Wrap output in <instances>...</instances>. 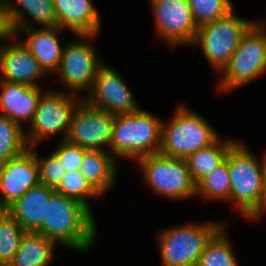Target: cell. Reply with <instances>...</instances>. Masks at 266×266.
Segmentation results:
<instances>
[{
    "mask_svg": "<svg viewBox=\"0 0 266 266\" xmlns=\"http://www.w3.org/2000/svg\"><path fill=\"white\" fill-rule=\"evenodd\" d=\"M94 220L88 207L55 191L47 203L46 219L36 233L82 253L96 241L98 230Z\"/></svg>",
    "mask_w": 266,
    "mask_h": 266,
    "instance_id": "obj_1",
    "label": "cell"
},
{
    "mask_svg": "<svg viewBox=\"0 0 266 266\" xmlns=\"http://www.w3.org/2000/svg\"><path fill=\"white\" fill-rule=\"evenodd\" d=\"M258 161L248 147L237 141L228 153L231 183L230 202L242 216L256 220L263 211L264 168L266 151Z\"/></svg>",
    "mask_w": 266,
    "mask_h": 266,
    "instance_id": "obj_2",
    "label": "cell"
},
{
    "mask_svg": "<svg viewBox=\"0 0 266 266\" xmlns=\"http://www.w3.org/2000/svg\"><path fill=\"white\" fill-rule=\"evenodd\" d=\"M162 124V120L143 109L114 116L111 140L113 157L138 160L142 156L159 153Z\"/></svg>",
    "mask_w": 266,
    "mask_h": 266,
    "instance_id": "obj_3",
    "label": "cell"
},
{
    "mask_svg": "<svg viewBox=\"0 0 266 266\" xmlns=\"http://www.w3.org/2000/svg\"><path fill=\"white\" fill-rule=\"evenodd\" d=\"M220 136L200 114L179 105L174 117L162 124V155L186 159L190 154L215 143Z\"/></svg>",
    "mask_w": 266,
    "mask_h": 266,
    "instance_id": "obj_4",
    "label": "cell"
},
{
    "mask_svg": "<svg viewBox=\"0 0 266 266\" xmlns=\"http://www.w3.org/2000/svg\"><path fill=\"white\" fill-rule=\"evenodd\" d=\"M223 225L224 221L195 223L161 231L158 246L163 266H197L208 241Z\"/></svg>",
    "mask_w": 266,
    "mask_h": 266,
    "instance_id": "obj_5",
    "label": "cell"
},
{
    "mask_svg": "<svg viewBox=\"0 0 266 266\" xmlns=\"http://www.w3.org/2000/svg\"><path fill=\"white\" fill-rule=\"evenodd\" d=\"M253 24V21L236 16L232 10L223 18L198 27L192 45L199 44L214 71L221 73L239 46L242 36Z\"/></svg>",
    "mask_w": 266,
    "mask_h": 266,
    "instance_id": "obj_6",
    "label": "cell"
},
{
    "mask_svg": "<svg viewBox=\"0 0 266 266\" xmlns=\"http://www.w3.org/2000/svg\"><path fill=\"white\" fill-rule=\"evenodd\" d=\"M137 162L143 170L145 182L156 194L172 200L196 196V183L185 159L156 153L142 156Z\"/></svg>",
    "mask_w": 266,
    "mask_h": 266,
    "instance_id": "obj_7",
    "label": "cell"
},
{
    "mask_svg": "<svg viewBox=\"0 0 266 266\" xmlns=\"http://www.w3.org/2000/svg\"><path fill=\"white\" fill-rule=\"evenodd\" d=\"M64 92L47 90L41 94L28 135L25 132L28 147L37 146L38 141L59 133L64 136L62 140L67 139L72 115L83 98Z\"/></svg>",
    "mask_w": 266,
    "mask_h": 266,
    "instance_id": "obj_8",
    "label": "cell"
},
{
    "mask_svg": "<svg viewBox=\"0 0 266 266\" xmlns=\"http://www.w3.org/2000/svg\"><path fill=\"white\" fill-rule=\"evenodd\" d=\"M266 71V33L253 24L220 73L219 91L235 90Z\"/></svg>",
    "mask_w": 266,
    "mask_h": 266,
    "instance_id": "obj_9",
    "label": "cell"
},
{
    "mask_svg": "<svg viewBox=\"0 0 266 266\" xmlns=\"http://www.w3.org/2000/svg\"><path fill=\"white\" fill-rule=\"evenodd\" d=\"M77 36L83 40L70 41L63 47L57 74L61 77L62 85L71 93L78 94L82 90H88V93L93 87L98 69L104 63L98 58L96 48L90 42L97 35Z\"/></svg>",
    "mask_w": 266,
    "mask_h": 266,
    "instance_id": "obj_10",
    "label": "cell"
},
{
    "mask_svg": "<svg viewBox=\"0 0 266 266\" xmlns=\"http://www.w3.org/2000/svg\"><path fill=\"white\" fill-rule=\"evenodd\" d=\"M114 115L90 105L82 99L71 119L67 140L85 150H102L109 146L111 152Z\"/></svg>",
    "mask_w": 266,
    "mask_h": 266,
    "instance_id": "obj_11",
    "label": "cell"
},
{
    "mask_svg": "<svg viewBox=\"0 0 266 266\" xmlns=\"http://www.w3.org/2000/svg\"><path fill=\"white\" fill-rule=\"evenodd\" d=\"M158 35L173 47L192 45L197 33L188 0H150Z\"/></svg>",
    "mask_w": 266,
    "mask_h": 266,
    "instance_id": "obj_12",
    "label": "cell"
},
{
    "mask_svg": "<svg viewBox=\"0 0 266 266\" xmlns=\"http://www.w3.org/2000/svg\"><path fill=\"white\" fill-rule=\"evenodd\" d=\"M87 94L83 99L90 105L114 116L131 114L140 109L125 80L106 64L98 69L93 87Z\"/></svg>",
    "mask_w": 266,
    "mask_h": 266,
    "instance_id": "obj_13",
    "label": "cell"
},
{
    "mask_svg": "<svg viewBox=\"0 0 266 266\" xmlns=\"http://www.w3.org/2000/svg\"><path fill=\"white\" fill-rule=\"evenodd\" d=\"M36 146L0 164V208L6 210L30 188L40 183Z\"/></svg>",
    "mask_w": 266,
    "mask_h": 266,
    "instance_id": "obj_14",
    "label": "cell"
},
{
    "mask_svg": "<svg viewBox=\"0 0 266 266\" xmlns=\"http://www.w3.org/2000/svg\"><path fill=\"white\" fill-rule=\"evenodd\" d=\"M13 37V34L8 33L2 40L5 43L0 45L1 81L41 87L37 80L46 76L47 73L23 42L14 41L15 43L8 44V39Z\"/></svg>",
    "mask_w": 266,
    "mask_h": 266,
    "instance_id": "obj_15",
    "label": "cell"
},
{
    "mask_svg": "<svg viewBox=\"0 0 266 266\" xmlns=\"http://www.w3.org/2000/svg\"><path fill=\"white\" fill-rule=\"evenodd\" d=\"M0 0L2 6L3 17L7 31L14 36L18 35V30L33 28L27 19H25L23 12H26L35 22L41 24L43 27L57 26V16L54 9L53 0ZM23 9L19 10L18 7ZM25 10V11H24Z\"/></svg>",
    "mask_w": 266,
    "mask_h": 266,
    "instance_id": "obj_16",
    "label": "cell"
},
{
    "mask_svg": "<svg viewBox=\"0 0 266 266\" xmlns=\"http://www.w3.org/2000/svg\"><path fill=\"white\" fill-rule=\"evenodd\" d=\"M0 115L23 127L22 122H32L43 91L23 83L1 81ZM24 120V121H23Z\"/></svg>",
    "mask_w": 266,
    "mask_h": 266,
    "instance_id": "obj_17",
    "label": "cell"
},
{
    "mask_svg": "<svg viewBox=\"0 0 266 266\" xmlns=\"http://www.w3.org/2000/svg\"><path fill=\"white\" fill-rule=\"evenodd\" d=\"M54 192V188L39 183L30 188L5 211L26 232H36L46 219L47 203L50 202Z\"/></svg>",
    "mask_w": 266,
    "mask_h": 266,
    "instance_id": "obj_18",
    "label": "cell"
},
{
    "mask_svg": "<svg viewBox=\"0 0 266 266\" xmlns=\"http://www.w3.org/2000/svg\"><path fill=\"white\" fill-rule=\"evenodd\" d=\"M57 27L75 35L98 34L100 17L91 0H53Z\"/></svg>",
    "mask_w": 266,
    "mask_h": 266,
    "instance_id": "obj_19",
    "label": "cell"
},
{
    "mask_svg": "<svg viewBox=\"0 0 266 266\" xmlns=\"http://www.w3.org/2000/svg\"><path fill=\"white\" fill-rule=\"evenodd\" d=\"M19 32L28 35L23 44L33 54L34 58L40 63L44 71L48 75L52 72L56 73L61 63L62 50L64 47L60 43L59 36L65 31L54 26L43 27L41 29L33 27L18 30V33Z\"/></svg>",
    "mask_w": 266,
    "mask_h": 266,
    "instance_id": "obj_20",
    "label": "cell"
},
{
    "mask_svg": "<svg viewBox=\"0 0 266 266\" xmlns=\"http://www.w3.org/2000/svg\"><path fill=\"white\" fill-rule=\"evenodd\" d=\"M116 159L108 151L88 150L83 157L79 172L101 195L107 193L116 181Z\"/></svg>",
    "mask_w": 266,
    "mask_h": 266,
    "instance_id": "obj_21",
    "label": "cell"
},
{
    "mask_svg": "<svg viewBox=\"0 0 266 266\" xmlns=\"http://www.w3.org/2000/svg\"><path fill=\"white\" fill-rule=\"evenodd\" d=\"M56 244L36 232H25L8 266H48Z\"/></svg>",
    "mask_w": 266,
    "mask_h": 266,
    "instance_id": "obj_22",
    "label": "cell"
},
{
    "mask_svg": "<svg viewBox=\"0 0 266 266\" xmlns=\"http://www.w3.org/2000/svg\"><path fill=\"white\" fill-rule=\"evenodd\" d=\"M234 139H218L212 145L190 154L186 159L193 181L197 184L202 178L210 174L221 165L236 143Z\"/></svg>",
    "mask_w": 266,
    "mask_h": 266,
    "instance_id": "obj_23",
    "label": "cell"
},
{
    "mask_svg": "<svg viewBox=\"0 0 266 266\" xmlns=\"http://www.w3.org/2000/svg\"><path fill=\"white\" fill-rule=\"evenodd\" d=\"M28 147L25 131L18 123L0 115V164L22 154Z\"/></svg>",
    "mask_w": 266,
    "mask_h": 266,
    "instance_id": "obj_24",
    "label": "cell"
},
{
    "mask_svg": "<svg viewBox=\"0 0 266 266\" xmlns=\"http://www.w3.org/2000/svg\"><path fill=\"white\" fill-rule=\"evenodd\" d=\"M223 225L208 241L197 266H238Z\"/></svg>",
    "mask_w": 266,
    "mask_h": 266,
    "instance_id": "obj_25",
    "label": "cell"
},
{
    "mask_svg": "<svg viewBox=\"0 0 266 266\" xmlns=\"http://www.w3.org/2000/svg\"><path fill=\"white\" fill-rule=\"evenodd\" d=\"M231 183L228 170V155L226 160L206 175L196 184V196L205 199L229 200L230 201Z\"/></svg>",
    "mask_w": 266,
    "mask_h": 266,
    "instance_id": "obj_26",
    "label": "cell"
},
{
    "mask_svg": "<svg viewBox=\"0 0 266 266\" xmlns=\"http://www.w3.org/2000/svg\"><path fill=\"white\" fill-rule=\"evenodd\" d=\"M25 232L7 211L0 212V266L12 261Z\"/></svg>",
    "mask_w": 266,
    "mask_h": 266,
    "instance_id": "obj_27",
    "label": "cell"
},
{
    "mask_svg": "<svg viewBox=\"0 0 266 266\" xmlns=\"http://www.w3.org/2000/svg\"><path fill=\"white\" fill-rule=\"evenodd\" d=\"M57 193L73 198L91 209L89 199L102 196L88 183L85 177L77 171L66 172L60 184L55 188Z\"/></svg>",
    "mask_w": 266,
    "mask_h": 266,
    "instance_id": "obj_28",
    "label": "cell"
},
{
    "mask_svg": "<svg viewBox=\"0 0 266 266\" xmlns=\"http://www.w3.org/2000/svg\"><path fill=\"white\" fill-rule=\"evenodd\" d=\"M197 27L213 22L229 14L233 8L231 0H188Z\"/></svg>",
    "mask_w": 266,
    "mask_h": 266,
    "instance_id": "obj_29",
    "label": "cell"
},
{
    "mask_svg": "<svg viewBox=\"0 0 266 266\" xmlns=\"http://www.w3.org/2000/svg\"><path fill=\"white\" fill-rule=\"evenodd\" d=\"M36 159L39 165L40 183L55 189L66 173L60 159L54 152L45 159L36 154Z\"/></svg>",
    "mask_w": 266,
    "mask_h": 266,
    "instance_id": "obj_30",
    "label": "cell"
},
{
    "mask_svg": "<svg viewBox=\"0 0 266 266\" xmlns=\"http://www.w3.org/2000/svg\"><path fill=\"white\" fill-rule=\"evenodd\" d=\"M58 147V148H57ZM53 151L66 172L77 171L81 167L84 154L88 151L80 146L70 143L67 139L62 140V142Z\"/></svg>",
    "mask_w": 266,
    "mask_h": 266,
    "instance_id": "obj_31",
    "label": "cell"
},
{
    "mask_svg": "<svg viewBox=\"0 0 266 266\" xmlns=\"http://www.w3.org/2000/svg\"><path fill=\"white\" fill-rule=\"evenodd\" d=\"M8 34L7 27L5 25L3 12H2V6L0 2V42H3V38Z\"/></svg>",
    "mask_w": 266,
    "mask_h": 266,
    "instance_id": "obj_32",
    "label": "cell"
},
{
    "mask_svg": "<svg viewBox=\"0 0 266 266\" xmlns=\"http://www.w3.org/2000/svg\"><path fill=\"white\" fill-rule=\"evenodd\" d=\"M264 211H266V163H265V168H264L263 212Z\"/></svg>",
    "mask_w": 266,
    "mask_h": 266,
    "instance_id": "obj_33",
    "label": "cell"
},
{
    "mask_svg": "<svg viewBox=\"0 0 266 266\" xmlns=\"http://www.w3.org/2000/svg\"><path fill=\"white\" fill-rule=\"evenodd\" d=\"M254 24H255L260 30H262L264 33H266V29H265V27L263 26L264 23L261 24V22H256V21H254Z\"/></svg>",
    "mask_w": 266,
    "mask_h": 266,
    "instance_id": "obj_34",
    "label": "cell"
}]
</instances>
